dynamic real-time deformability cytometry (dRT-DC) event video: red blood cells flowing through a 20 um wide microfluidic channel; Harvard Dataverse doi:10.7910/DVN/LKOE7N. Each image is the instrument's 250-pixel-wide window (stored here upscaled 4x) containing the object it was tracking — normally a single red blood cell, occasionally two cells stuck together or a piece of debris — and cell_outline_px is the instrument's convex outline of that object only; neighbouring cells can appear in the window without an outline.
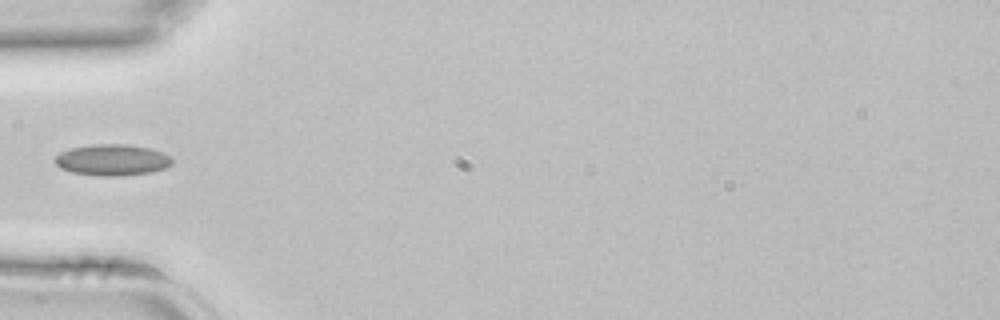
{"species": "common noctule bat (a hibernating species)", "species_latin": "Nyctalus noctula", "temperature_condition": "room temperature", "stored_images_in_passage": 3, "camera_frame_rate_fps": 3000, "um_per_image_px": 0.085, "animal": {"sex": "female", "body_mass_g": 22.7, "forearm_length_mm": 54.2}, "frame": {"image": 1, "passage_image": 3, "time_ms": 0.667, "image_size_px": [1000, 320], "cell_outline_px": [[172, 164], [168, 168], [152, 172], [116, 176], [104, 176], [72, 172], [60, 168], [52, 160], [60, 152], [72, 148], [96, 144], [124, 144], [148, 148], [164, 152], [172, 156]], "centroid_in_image_um": [9.57, 13.6], "position_along_channel_um": 75.4, "area_um2": 21.39}}